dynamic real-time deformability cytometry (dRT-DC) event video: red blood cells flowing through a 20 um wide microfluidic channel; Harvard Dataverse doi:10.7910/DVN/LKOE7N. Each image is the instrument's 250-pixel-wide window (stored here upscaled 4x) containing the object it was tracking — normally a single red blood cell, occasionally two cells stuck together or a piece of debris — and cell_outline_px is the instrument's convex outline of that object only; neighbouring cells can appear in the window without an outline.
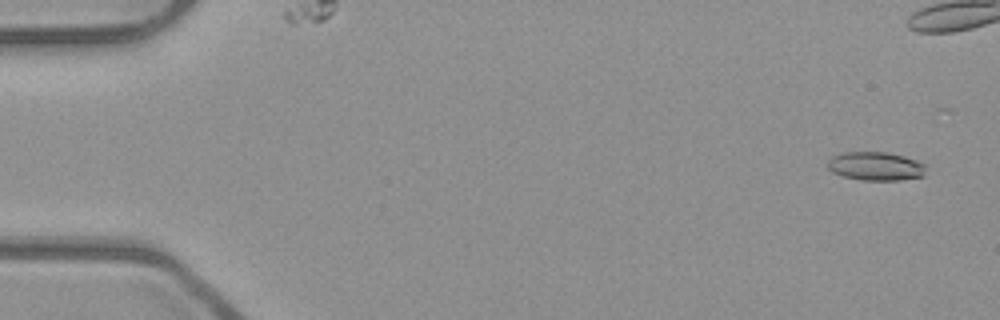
{"species": "common noctule bat (a hibernating species)", "species_latin": "Nyctalus noctula", "temperature_condition": "room temperature", "stored_images_in_passage": 32, "camera_frame_rate_fps": 3000, "um_per_image_px": 0.085, "animal": {"sex": "male", "body_mass_g": 23.1, "forearm_length_mm": 52.7}, "frame": {"image": 1, "passage_image": 2, "time_ms": 0.333, "image_size_px": [1000, 320], "cell_outline_px": [[924, 176], [900, 180], [864, 180], [844, 176], [832, 172], [828, 168], [828, 160], [832, 156], [844, 152], [888, 152], [904, 156], [916, 160], [924, 164]], "centroid_in_image_um": [74.42, 14.12], "position_along_channel_um": 10.6, "area_um2": 16.3}}
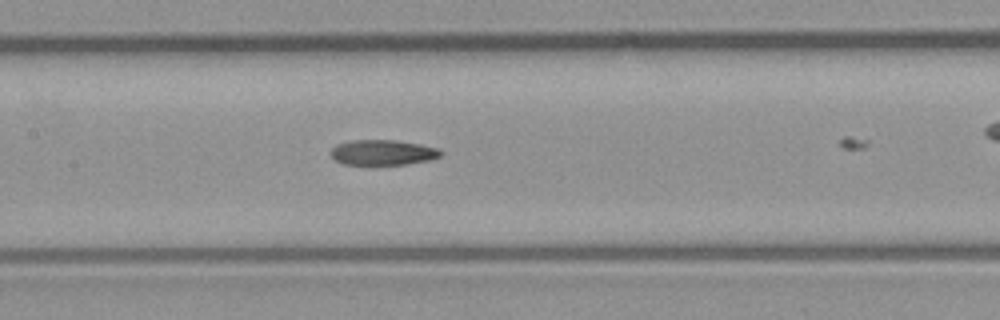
{"frame": {"image": 2, "passage_image": 25, "time_ms": 8.0, "image_size_px": [1000, 320], "cell_outline_px": [[440, 156], [428, 160], [408, 164], [372, 168], [368, 168], [344, 164], [336, 160], [332, 156], [332, 148], [336, 144], [352, 140], [396, 140], [420, 144], [436, 148], [440, 152]], "centroid_in_image_um": [32.47, 13.01], "position_along_channel_um": 174.9, "area_um2": 16.88}}
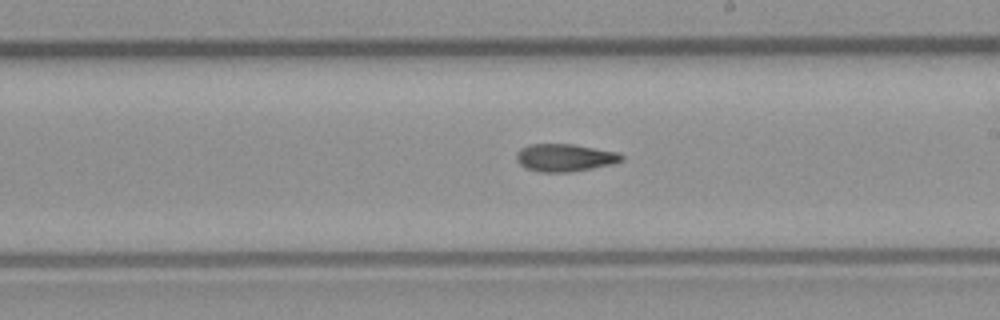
{"frame": {"image": 3, "passage_image": 30, "time_ms": 9.667, "image_size_px": [1000, 320], "cell_outline_px": [[624, 160], [612, 164], [592, 168], [568, 172], [540, 172], [524, 168], [516, 160], [516, 152], [520, 148], [532, 144], [572, 144], [616, 152], [624, 156]], "centroid_in_image_um": [47.97, 13.4], "position_along_channel_um": 241.0, "area_um2": 16.88}}